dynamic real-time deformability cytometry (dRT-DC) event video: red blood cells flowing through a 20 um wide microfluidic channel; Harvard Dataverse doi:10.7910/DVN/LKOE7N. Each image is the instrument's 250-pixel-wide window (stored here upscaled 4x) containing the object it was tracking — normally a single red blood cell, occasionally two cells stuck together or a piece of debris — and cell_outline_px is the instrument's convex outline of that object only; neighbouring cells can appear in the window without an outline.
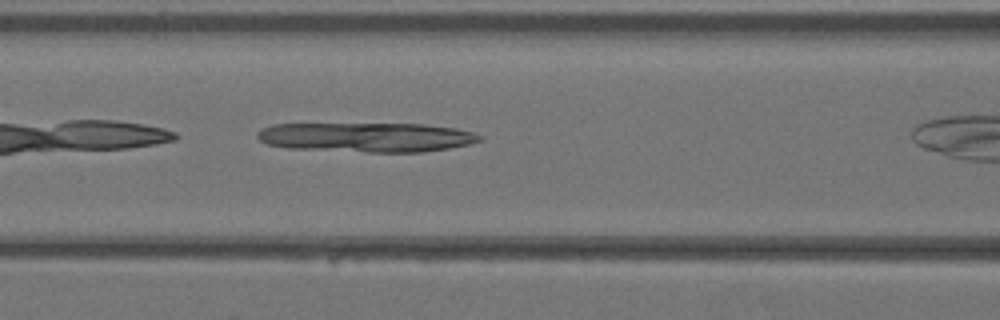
{"species": "Egyptian fruit bat (a non-hibernating species)", "species_latin": "Rousettus aegyptiacus", "temperature_condition": "warm", "stored_images_in_passage": 24, "camera_frame_rate_fps": 3000, "um_per_image_px": 0.085, "animal": {"sex": "female"}, "frame": {"image": 1, "passage_image": 8, "time_ms": 2.333, "image_size_px": [1000, 320], "cell_outline_px": [[484, 140], [468, 144], [448, 148], [424, 152], [368, 152], [288, 148], [268, 144], [260, 140], [256, 136], [256, 132], [260, 128], [272, 124], [424, 124], [456, 128], [472, 132], [480, 136]], "centroid_in_image_um": [31.13, 11.66], "position_along_channel_um": 135.5, "area_um2": 38.26}}
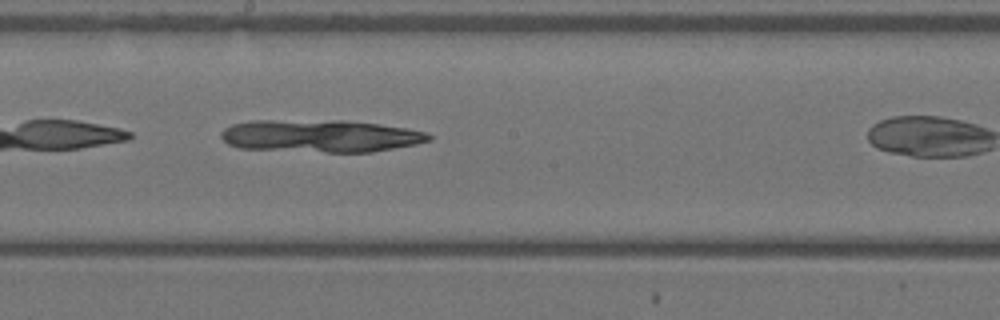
{"frame": {"image": 2, "passage_image": 13, "time_ms": 4.0, "image_size_px": [1000, 320], "cell_outline_px": [[432, 140], [416, 144], [372, 152], [328, 152], [240, 148], [228, 144], [220, 136], [220, 132], [224, 128], [232, 124], [248, 120], [344, 120], [380, 124], [404, 128], [424, 132], [432, 136]], "centroid_in_image_um": [27.2, 11.55], "position_along_channel_um": 221.0, "area_um2": 39.42}}
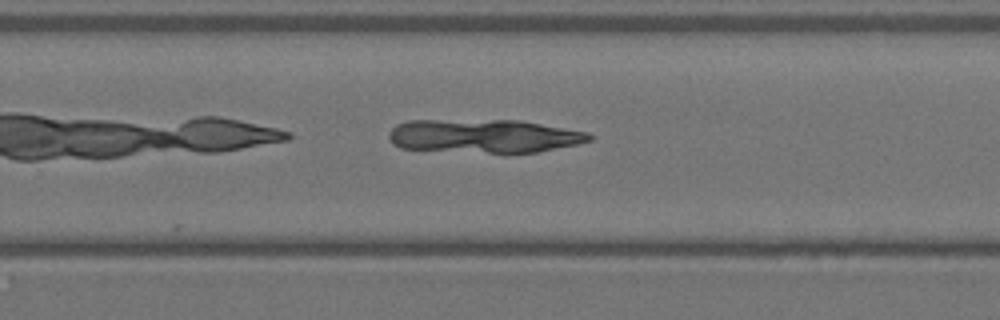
{"frame": {"image": 3, "passage_image": 17, "time_ms": 5.333, "image_size_px": [1000, 320], "cell_outline_px": [[592, 140], [576, 144], [536, 152], [488, 152], [400, 148], [392, 144], [388, 136], [388, 132], [396, 124], [408, 120], [520, 120], [588, 132], [592, 136]], "centroid_in_image_um": [41.1, 11.54], "position_along_channel_um": 288.7, "area_um2": 38.9}}